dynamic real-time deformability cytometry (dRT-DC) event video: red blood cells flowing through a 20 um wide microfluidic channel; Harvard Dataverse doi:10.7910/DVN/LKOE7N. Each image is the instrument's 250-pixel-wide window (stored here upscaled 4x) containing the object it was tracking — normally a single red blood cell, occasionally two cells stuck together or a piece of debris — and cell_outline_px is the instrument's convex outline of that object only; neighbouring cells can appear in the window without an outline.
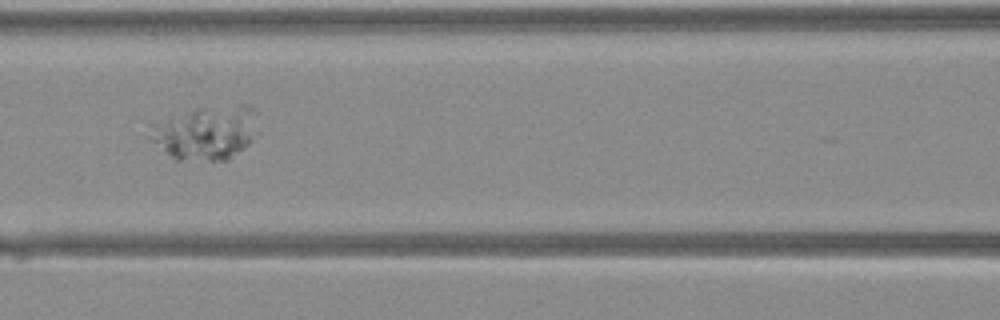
{"species": "Egyptian fruit bat (a non-hibernating species)", "species_latin": "Rousettus aegyptiacus", "temperature_condition": "warm", "stored_images_in_passage": 18, "camera_frame_rate_fps": 3000, "um_per_image_px": 0.085, "animal": {"sex": "female"}, "frame": {"image": 1, "passage_image": 8, "time_ms": 2.333, "image_size_px": [1000, 320], "cell_outline_px": [[252, 136], [248, 144], [228, 160], [176, 160], [152, 140], [148, 124], [196, 108], [240, 104], [248, 104], [252, 108]], "centroid_in_image_um": [17.42, 11.28], "position_along_channel_um": 149.2, "area_um2": 32.95}}
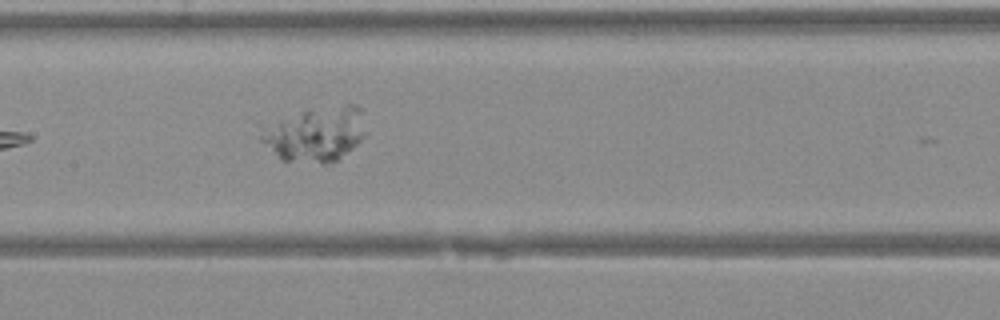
{"frame": {"image": 2, "passage_image": 10, "time_ms": 3.0, "image_size_px": [1000, 320], "cell_outline_px": [[368, 136], [340, 160], [324, 164], [320, 164], [280, 160], [260, 140], [260, 136], [264, 128], [280, 120], [300, 112], [348, 104], [356, 104], [364, 108], [368, 132]], "centroid_in_image_um": [26.97, 11.43], "position_along_channel_um": 180.4, "area_um2": 33.93}}